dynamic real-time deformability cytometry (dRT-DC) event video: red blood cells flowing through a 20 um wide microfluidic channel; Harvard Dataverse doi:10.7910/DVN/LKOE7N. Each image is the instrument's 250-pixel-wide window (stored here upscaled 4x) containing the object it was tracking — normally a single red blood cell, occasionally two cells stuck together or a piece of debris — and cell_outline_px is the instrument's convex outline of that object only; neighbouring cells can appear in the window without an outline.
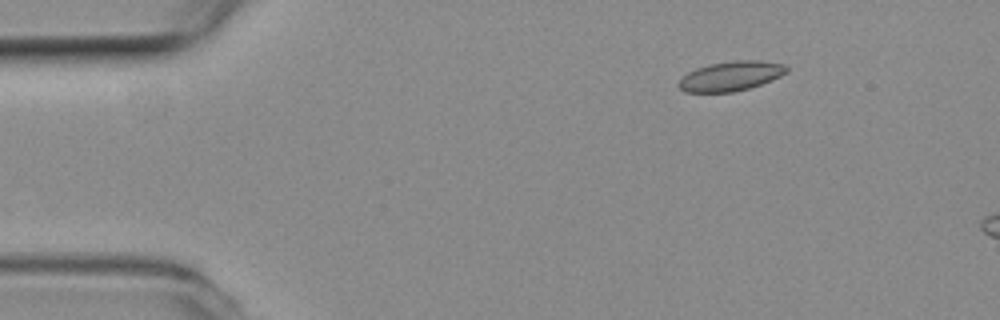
{"species": "common noctule bat (a hibernating species)", "species_latin": "Nyctalus noctula", "temperature_condition": "room temperature", "stored_images_in_passage": 4, "camera_frame_rate_fps": 3000, "um_per_image_px": 0.085, "animal": {"sex": "female", "body_mass_g": 19.3, "forearm_length_mm": 54.1}, "frame": {"image": 1, "passage_image": 2, "time_ms": 0.333, "image_size_px": [1000, 320], "cell_outline_px": [[788, 72], [772, 80], [748, 88], [732, 92], [684, 92], [676, 84], [688, 72], [696, 68], [708, 64], [736, 60], [760, 60], [784, 64], [788, 68]], "centroid_in_image_um": [62.12, 6.46], "position_along_channel_um": 22.9, "area_um2": 18.61}}